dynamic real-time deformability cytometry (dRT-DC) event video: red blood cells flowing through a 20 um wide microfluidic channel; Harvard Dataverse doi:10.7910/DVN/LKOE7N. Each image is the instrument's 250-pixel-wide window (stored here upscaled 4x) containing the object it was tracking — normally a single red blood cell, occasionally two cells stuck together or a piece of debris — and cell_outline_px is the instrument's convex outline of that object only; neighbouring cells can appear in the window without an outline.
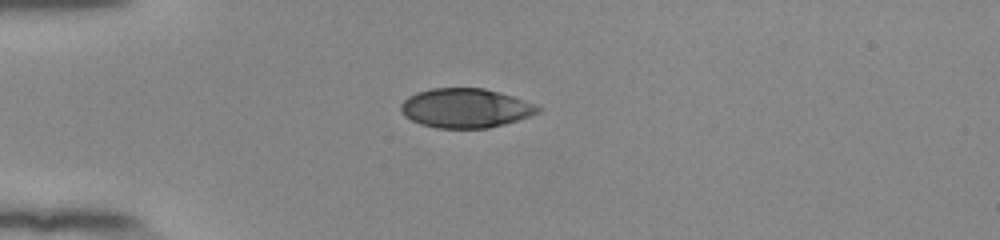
{"species": "human", "species_latin": "Homo sapiens", "temperature_condition": "room temperature", "stored_images_in_passage": 40, "camera_frame_rate_fps": 3000, "um_per_image_px": 0.085, "donor": {"sex": "female"}, "frame": {"image": 1, "passage_image": 1, "time_ms": 0.0, "image_size_px": [1000, 240], "cell_outline_px": [[544, 108], [540, 112], [504, 124], [488, 128], [436, 128], [420, 124], [404, 116], [400, 112], [400, 104], [408, 96], [416, 92], [432, 88], [484, 88], [512, 96], [536, 104]], "centroid_in_image_um": [39.55, 9.19], "position_along_channel_um": 45.5, "area_um2": 31.5}}
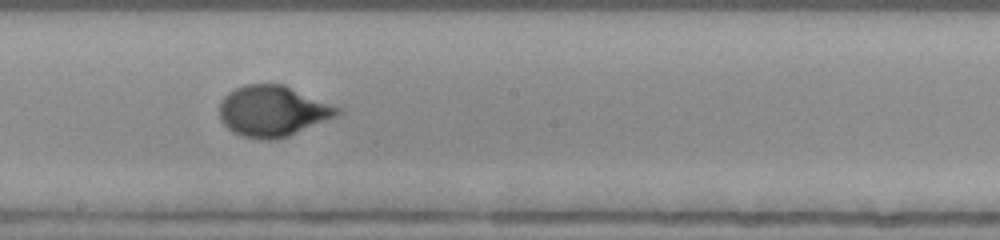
{"frame": {"image": 2, "passage_image": 17, "time_ms": 5.333, "image_size_px": [1000, 240], "cell_outline_px": [[340, 112], [332, 116], [288, 136], [272, 140], [268, 140], [240, 136], [232, 132], [220, 120], [220, 100], [228, 92], [244, 84], [284, 84], [340, 108]], "centroid_in_image_um": [23.09, 9.43], "position_along_channel_um": 225.1, "area_um2": 34.39}}
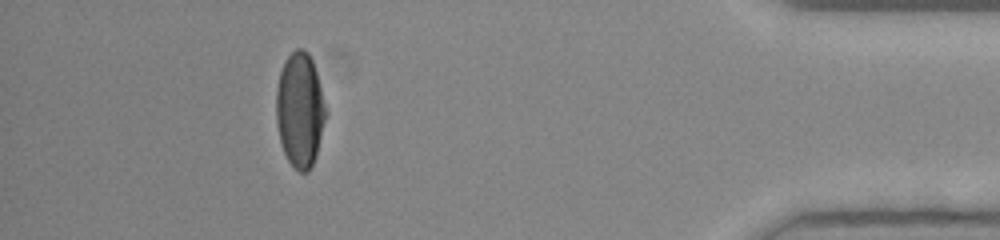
{"frame": {"image": 3, "passage_image": 35, "time_ms": 11.333, "image_size_px": [1000, 240], "cell_outline_px": [[328, 112], [316, 156], [308, 172], [300, 172], [288, 160], [284, 152], [280, 140], [276, 120], [276, 88], [280, 72], [284, 60], [296, 48], [304, 48], [308, 52], [312, 60], [316, 72]], "centroid_in_image_um": [25.5, 9.32], "position_along_channel_um": 409.7, "area_um2": 33.29}, "authors_computed_cell_mechanics": {"area_um2": 33.8419, "velocity_mm_per_s": 3.8665, "shape_relaxation_time_tau1_ms": 3.4771, "shape_relaxation_time_tau2_ms": null, "deformation_change_tau1": 0.2074, "deformation_change_tau2": null}}